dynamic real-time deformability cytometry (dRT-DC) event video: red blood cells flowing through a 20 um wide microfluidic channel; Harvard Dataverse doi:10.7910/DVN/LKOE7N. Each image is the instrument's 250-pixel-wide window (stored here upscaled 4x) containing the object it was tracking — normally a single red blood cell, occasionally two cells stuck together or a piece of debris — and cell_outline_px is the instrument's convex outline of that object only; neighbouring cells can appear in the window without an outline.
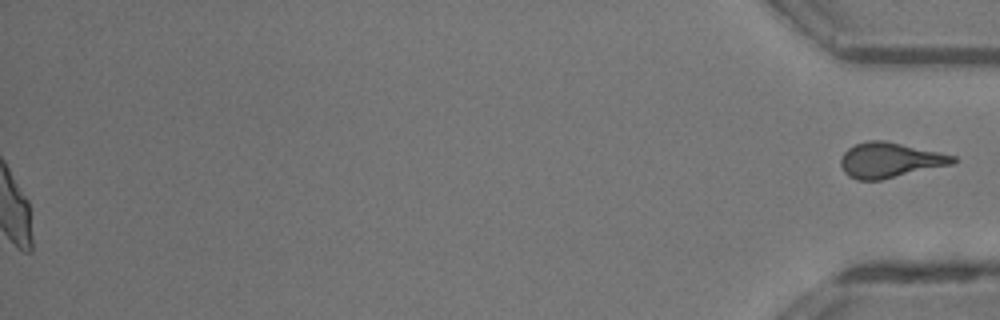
{"species": "common noctule bat (a hibernating species)", "species_latin": "Nyctalus noctula", "temperature_condition": "room temperature", "stored_images_in_passage": 49, "segment_of_instrument_passage": [2, 2], "camera_frame_rate_fps": 3000, "um_per_image_px": 0.085, "animal": {"sex": "male", "body_mass_g": 13.3}, "frame": {"image": 1, "passage_image": 49, "time_ms": 16.0, "image_size_px": [1000, 320], "cell_outline_px": [[956, 160], [952, 164], [880, 180], [856, 180], [848, 176], [844, 172], [840, 164], [840, 160], [844, 152], [848, 148], [856, 144], [868, 140], [884, 140], [956, 156]], "centroid_in_image_um": [75.59, 13.61], "position_along_channel_um": 359.6, "area_um2": 22.77}}